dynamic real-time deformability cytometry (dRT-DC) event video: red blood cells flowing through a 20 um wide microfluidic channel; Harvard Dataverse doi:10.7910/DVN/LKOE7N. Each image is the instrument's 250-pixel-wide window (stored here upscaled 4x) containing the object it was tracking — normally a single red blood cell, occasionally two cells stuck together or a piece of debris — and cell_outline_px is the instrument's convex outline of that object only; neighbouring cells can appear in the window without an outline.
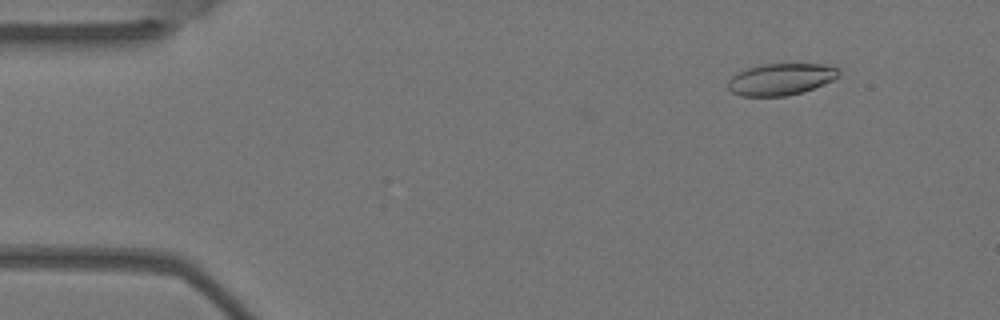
{"species": "Egyptian fruit bat (a non-hibernating species)", "species_latin": "Rousettus aegyptiacus", "temperature_condition": "warm", "stored_images_in_passage": 8, "camera_frame_rate_fps": 3000, "um_per_image_px": 0.085, "animal": {"sex": "female"}, "frame": {"image": 1, "passage_image": 2, "time_ms": 0.333, "image_size_px": [1000, 320], "cell_outline_px": [[840, 76], [824, 84], [804, 92], [788, 96], [740, 96], [732, 92], [728, 88], [728, 80], [736, 72], [760, 64], [824, 64], [840, 68]], "centroid_in_image_um": [66.38, 6.73], "position_along_channel_um": 18.6, "area_um2": 20.75}}
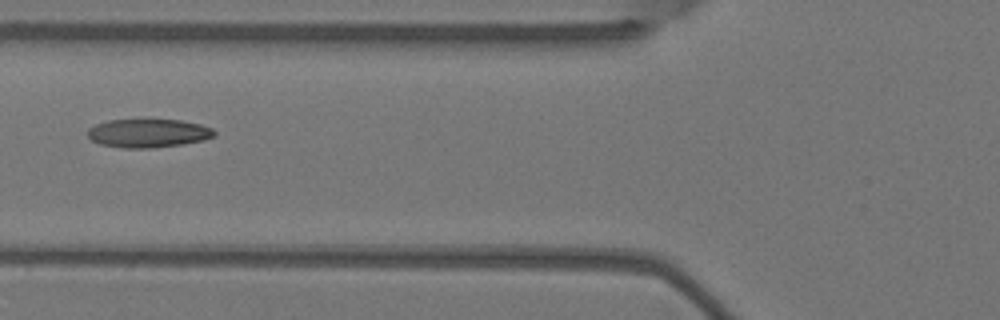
{"frame": {"image": 2, "passage_image": 6, "time_ms": 1.667, "image_size_px": [1000, 320], "cell_outline_px": [[216, 136], [204, 140], [180, 144], [152, 148], [124, 148], [100, 144], [92, 140], [88, 136], [88, 128], [96, 124], [108, 120], [144, 116], [180, 120], [200, 124], [212, 128], [216, 132]], "centroid_in_image_um": [12.59, 11.26], "position_along_channel_um": 113.2, "area_um2": 22.02}}
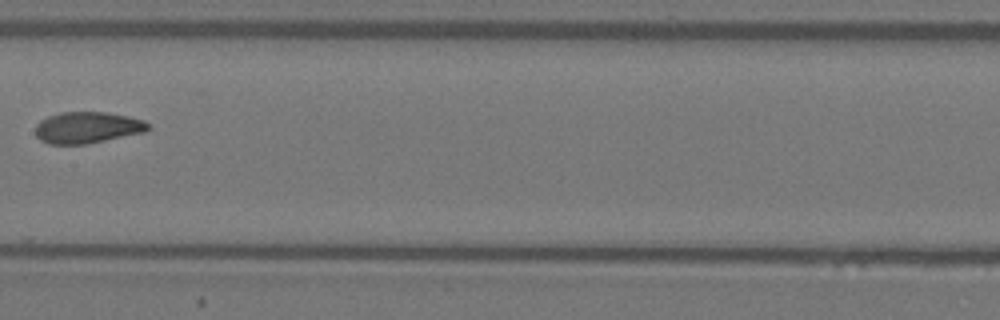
{"frame": {"image": 3, "passage_image": 8, "time_ms": 2.333, "image_size_px": [1000, 320], "cell_outline_px": [[148, 128], [144, 132], [88, 144], [48, 144], [40, 140], [36, 136], [36, 124], [40, 120], [48, 116], [60, 112], [108, 112], [128, 116], [144, 120], [148, 124]], "centroid_in_image_um": [7.39, 10.84], "position_along_channel_um": 200.0, "area_um2": 20.69}}